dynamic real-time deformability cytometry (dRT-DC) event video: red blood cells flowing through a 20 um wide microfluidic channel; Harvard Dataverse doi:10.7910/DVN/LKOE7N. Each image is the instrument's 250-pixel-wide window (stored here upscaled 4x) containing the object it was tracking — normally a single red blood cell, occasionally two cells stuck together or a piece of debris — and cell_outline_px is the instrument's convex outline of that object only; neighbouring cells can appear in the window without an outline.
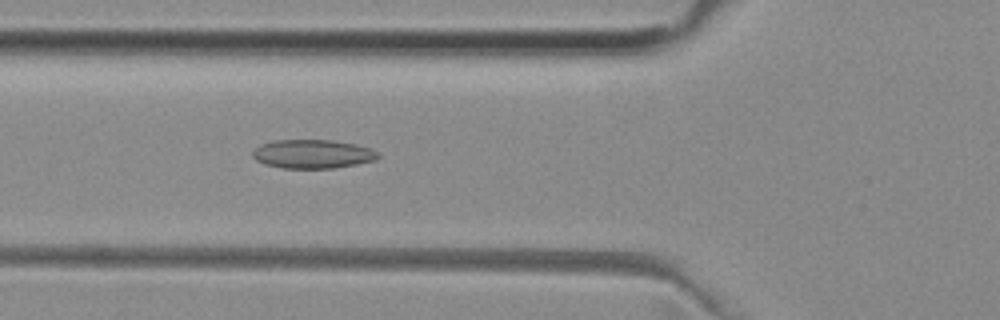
{"species": "common noctule bat (a hibernating species)", "species_latin": "Nyctalus noctula", "temperature_condition": "room temperature", "stored_images_in_passage": 48, "camera_frame_rate_fps": 3000, "um_per_image_px": 0.085, "animal": {"sex": "female", "body_mass_g": 29.2, "forearm_length_mm": 56.3}, "frame": {"image": 1, "passage_image": 18, "time_ms": 5.667, "image_size_px": [1000, 320], "cell_outline_px": [[380, 156], [376, 160], [356, 164], [332, 168], [284, 168], [264, 164], [256, 160], [252, 156], [252, 152], [260, 144], [272, 140], [332, 140], [356, 144], [372, 148]], "centroid_in_image_um": [26.57, 13.08], "position_along_channel_um": 99.2, "area_um2": 21.1}}
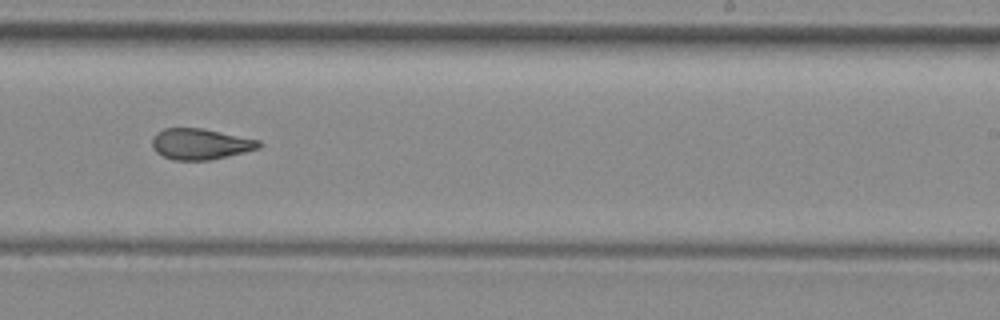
{"frame": {"image": 2, "passage_image": 31, "time_ms": 10.0, "image_size_px": [1000, 320], "cell_outline_px": [[260, 148], [244, 152], [208, 160], [172, 160], [156, 152], [152, 148], [152, 140], [156, 132], [164, 128], [200, 128], [260, 140]], "centroid_in_image_um": [16.99, 12.24], "position_along_channel_um": 272.0, "area_um2": 19.07}}
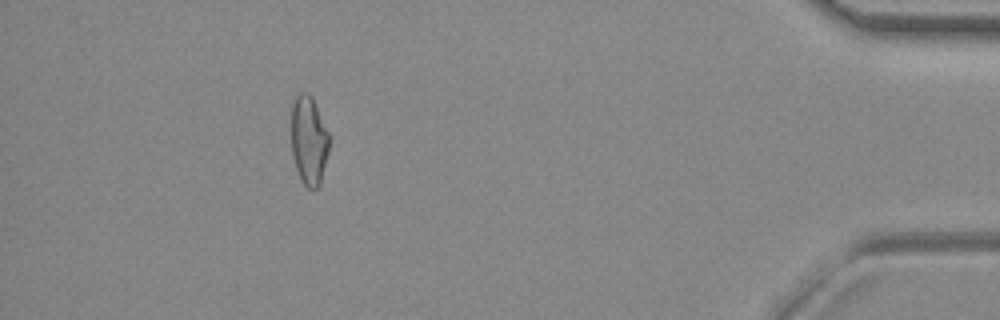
{"frame": {"image": 3, "passage_image": 46, "time_ms": 15.0, "image_size_px": [1000, 320], "cell_outline_px": [[328, 152], [320, 184], [316, 188], [308, 188], [300, 180], [292, 156], [292, 100], [296, 92], [308, 92], [312, 96], [328, 132]], "centroid_in_image_um": [26.23, 11.89], "position_along_channel_um": 409.0, "area_um2": 19.65}, "authors_computed_cell_mechanics": {"area_um2": 20.0277, "velocity_mm_per_s": 3.9819, "shape_relaxation_time_tau1_ms": null, "shape_relaxation_time_tau2_ms": 2.7905, "deformation_change_tau1": null, "deformation_change_tau2": 0.1108}}